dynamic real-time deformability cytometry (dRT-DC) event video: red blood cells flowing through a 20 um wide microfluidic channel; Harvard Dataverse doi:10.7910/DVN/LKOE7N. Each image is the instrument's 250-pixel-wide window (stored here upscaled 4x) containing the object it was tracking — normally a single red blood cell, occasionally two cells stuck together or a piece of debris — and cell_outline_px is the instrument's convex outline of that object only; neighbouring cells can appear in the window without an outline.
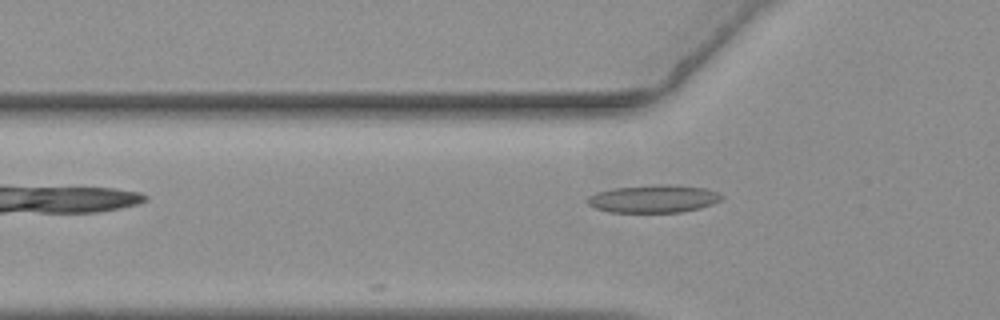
{"species": "common noctule bat (a hibernating species)", "species_latin": "Nyctalus noctula", "temperature_condition": "warm", "stored_images_in_passage": 17, "camera_frame_rate_fps": 3000, "um_per_image_px": 0.085, "animal": {"sex": "female", "body_mass_g": 19.3, "forearm_length_mm": 54.1}, "frame": {"image": 1, "passage_image": 3, "time_ms": 0.667, "image_size_px": [1000, 320], "cell_outline_px": [[724, 196], [720, 200], [712, 204], [700, 208], [680, 212], [608, 212], [596, 208], [588, 204], [584, 200], [588, 196], [596, 192], [612, 188], [660, 184], [668, 184], [708, 188]], "centroid_in_image_um": [55.52, 16.89], "position_along_channel_um": 70.3, "area_um2": 21.85}}
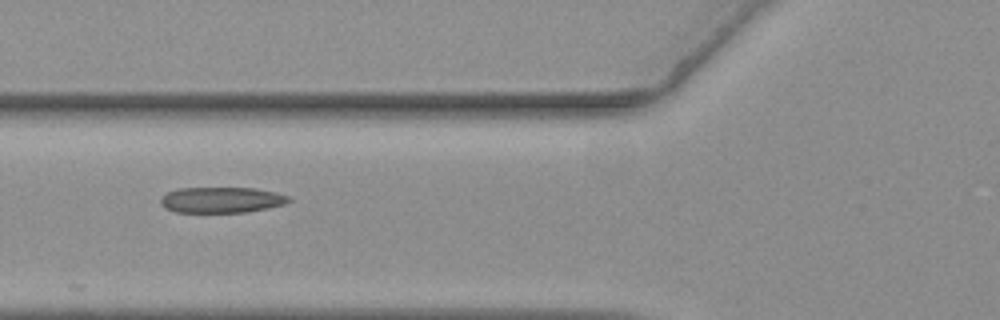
{"frame": {"image": 2, "passage_image": 6, "time_ms": 1.667, "image_size_px": [1000, 320], "cell_outline_px": [[292, 200], [284, 204], [268, 208], [244, 212], [176, 212], [164, 208], [160, 204], [160, 200], [168, 192], [180, 188], [252, 188], [276, 192], [288, 196]], "centroid_in_image_um": [18.83, 16.99], "position_along_channel_um": 107.0, "area_um2": 19.13}}
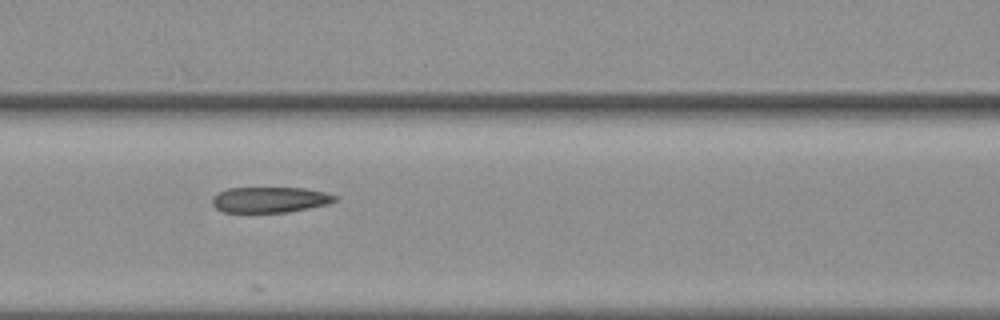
{"frame": {"image": 3, "passage_image": 9, "time_ms": 2.667, "image_size_px": [1000, 320], "cell_outline_px": [[336, 200], [328, 204], [288, 212], [224, 212], [216, 208], [212, 204], [212, 196], [228, 188], [304, 188], [324, 192], [336, 196]], "centroid_in_image_um": [22.92, 16.97], "position_along_channel_um": 143.7, "area_um2": 18.21}}